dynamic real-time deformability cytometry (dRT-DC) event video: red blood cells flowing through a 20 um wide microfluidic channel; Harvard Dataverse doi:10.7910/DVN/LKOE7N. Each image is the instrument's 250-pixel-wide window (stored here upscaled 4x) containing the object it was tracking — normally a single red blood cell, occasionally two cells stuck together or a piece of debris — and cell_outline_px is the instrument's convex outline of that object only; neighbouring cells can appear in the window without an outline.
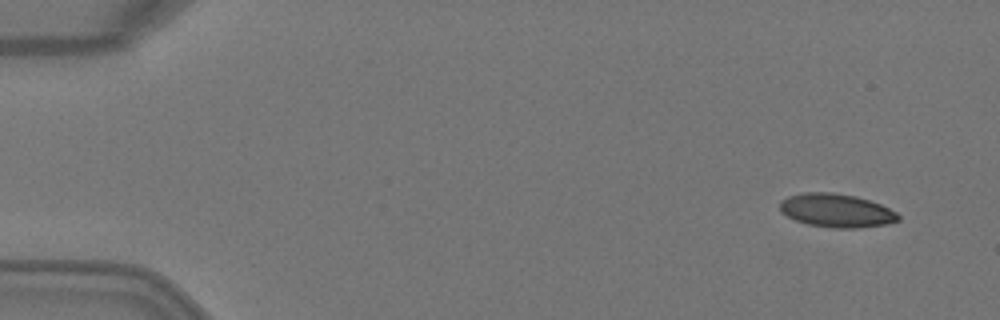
{"species": "Egyptian fruit bat (a non-hibernating species)", "species_latin": "Rousettus aegyptiacus", "temperature_condition": "warm", "stored_images_in_passage": 4, "camera_frame_rate_fps": 3000, "um_per_image_px": 0.085, "animal": {"sex": "female"}, "frame": {"image": 1, "passage_image": 1, "time_ms": 0.0, "image_size_px": [1000, 320], "cell_outline_px": [[900, 220], [888, 224], [856, 228], [832, 228], [808, 224], [796, 220], [780, 212], [780, 200], [788, 196], [800, 192], [832, 192], [856, 196], [880, 204], [896, 212], [900, 216]], "centroid_in_image_um": [71.08, 17.89], "position_along_channel_um": 13.9, "area_um2": 23.24}}
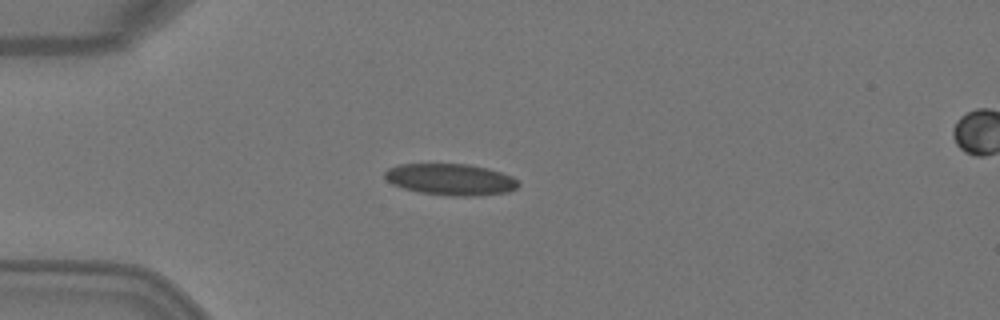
{"frame": {"image": 2, "passage_image": 3, "time_ms": 0.667, "image_size_px": [1000, 320], "cell_outline_px": [[520, 184], [516, 188], [508, 192], [472, 196], [452, 196], [420, 192], [404, 188], [392, 184], [384, 176], [384, 172], [388, 168], [396, 164], [468, 164], [488, 168], [512, 176], [520, 180]], "centroid_in_image_um": [38.32, 15.24], "position_along_channel_um": 46.7, "area_um2": 24.57}}